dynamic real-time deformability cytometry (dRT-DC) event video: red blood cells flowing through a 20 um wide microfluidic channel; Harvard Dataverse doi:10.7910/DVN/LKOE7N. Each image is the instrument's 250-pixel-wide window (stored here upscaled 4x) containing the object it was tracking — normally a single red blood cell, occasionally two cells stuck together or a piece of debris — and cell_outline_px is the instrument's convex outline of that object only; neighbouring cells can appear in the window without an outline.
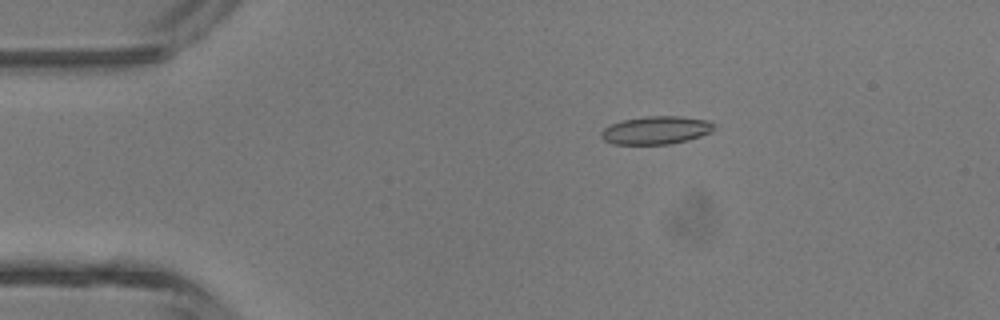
{"species": "common noctule bat (a hibernating species)", "species_latin": "Nyctalus noctula", "temperature_condition": "room temperature", "stored_images_in_passage": 4, "camera_frame_rate_fps": 3000, "um_per_image_px": 0.085, "animal": {"sex": "male", "body_mass_g": 13.3}, "frame": {"image": 1, "passage_image": 3, "time_ms": 2.333, "image_size_px": [1000, 320], "cell_outline_px": [[716, 128], [712, 132], [688, 140], [672, 144], [612, 144], [604, 140], [600, 136], [600, 132], [604, 128], [612, 124], [624, 120], [648, 116], [680, 116], [708, 120], [716, 124]], "centroid_in_image_um": [55.81, 11.07], "position_along_channel_um": 29.2, "area_um2": 18.55}}